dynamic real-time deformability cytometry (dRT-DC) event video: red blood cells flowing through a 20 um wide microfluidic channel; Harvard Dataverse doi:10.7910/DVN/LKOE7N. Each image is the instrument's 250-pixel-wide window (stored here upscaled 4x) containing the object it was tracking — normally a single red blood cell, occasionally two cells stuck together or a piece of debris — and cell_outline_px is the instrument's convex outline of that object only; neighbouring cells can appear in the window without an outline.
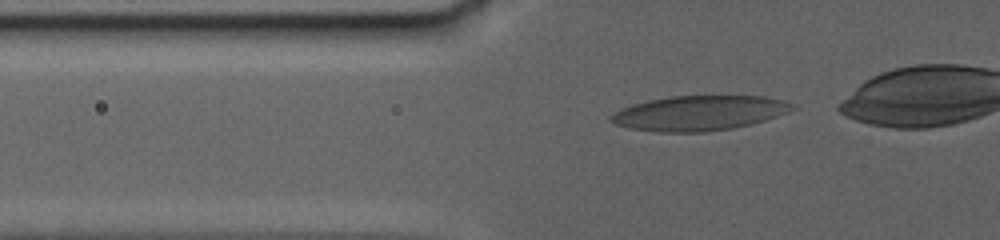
{"species": "human", "species_latin": "Homo sapiens", "temperature_condition": "warm", "stored_images_in_passage": 31, "camera_frame_rate_fps": 3000, "um_per_image_px": 0.085, "donor": {"sex": "female"}, "frame": {"image": 1, "passage_image": 2, "time_ms": 0.333, "image_size_px": [1000, 240], "cell_outline_px": [[796, 108], [788, 112], [752, 124], [732, 128], [704, 132], [656, 132], [628, 128], [616, 124], [608, 120], [608, 116], [632, 104], [648, 100], [668, 96], [764, 96], [784, 100], [796, 104]], "centroid_in_image_um": [59.43, 9.61], "position_along_channel_um": 66.4, "area_um2": 36.99}}
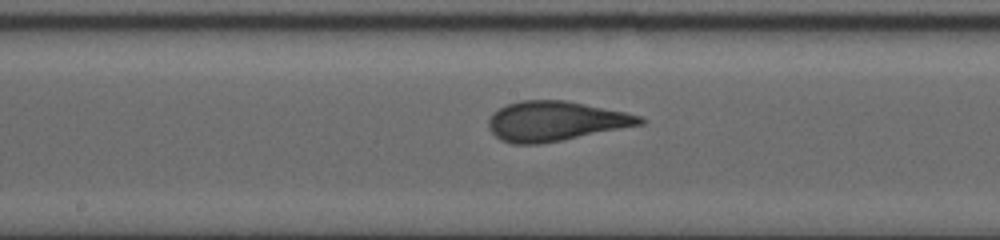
{"frame": {"image": 2, "passage_image": 10, "time_ms": 5.333, "image_size_px": [1000, 240], "cell_outline_px": [[648, 120], [644, 124], [540, 144], [512, 144], [500, 140], [488, 128], [488, 120], [492, 112], [508, 104], [520, 100], [564, 100], [624, 112], [640, 116]], "centroid_in_image_um": [47.18, 10.3], "position_along_channel_um": 201.0, "area_um2": 34.85}}
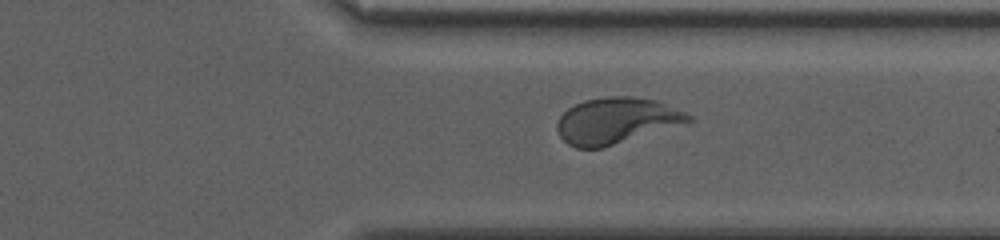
{"frame": {"image": 3, "passage_image": 24, "time_ms": 10.667, "image_size_px": [1000, 240], "cell_outline_px": [[692, 120], [604, 148], [576, 148], [568, 144], [560, 136], [556, 128], [556, 124], [560, 116], [568, 108], [584, 100], [608, 96], [628, 96], [656, 100], [684, 112], [692, 116]], "centroid_in_image_um": [52.32, 10.26], "position_along_channel_um": 359.1, "area_um2": 34.8}}